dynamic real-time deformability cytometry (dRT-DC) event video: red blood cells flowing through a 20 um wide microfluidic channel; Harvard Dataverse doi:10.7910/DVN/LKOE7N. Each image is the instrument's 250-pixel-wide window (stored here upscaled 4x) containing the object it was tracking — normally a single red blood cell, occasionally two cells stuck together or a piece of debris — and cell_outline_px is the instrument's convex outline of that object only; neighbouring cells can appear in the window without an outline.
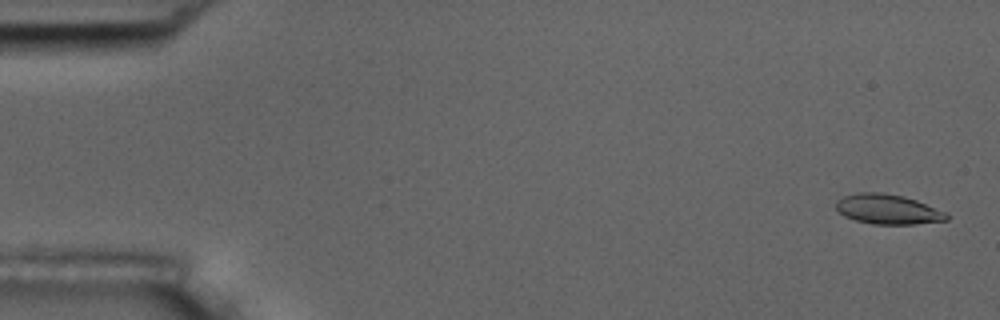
{"species": "common noctule bat (a hibernating species)", "species_latin": "Nyctalus noctula", "temperature_condition": "room temperature", "stored_images_in_passage": 3, "camera_frame_rate_fps": 3000, "um_per_image_px": 0.085, "animal": {"sex": "male", "body_mass_g": 17.5, "forearm_length_mm": 52.3}, "frame": {"image": 1, "passage_image": 1, "time_ms": 0.0, "image_size_px": [1000, 320], "cell_outline_px": [[948, 220], [916, 224], [872, 224], [856, 220], [844, 216], [836, 208], [836, 200], [844, 196], [856, 192], [880, 192], [904, 196], [916, 200], [948, 212]], "centroid_in_image_um": [75.48, 17.78], "position_along_channel_um": 9.5, "area_um2": 19.36}}